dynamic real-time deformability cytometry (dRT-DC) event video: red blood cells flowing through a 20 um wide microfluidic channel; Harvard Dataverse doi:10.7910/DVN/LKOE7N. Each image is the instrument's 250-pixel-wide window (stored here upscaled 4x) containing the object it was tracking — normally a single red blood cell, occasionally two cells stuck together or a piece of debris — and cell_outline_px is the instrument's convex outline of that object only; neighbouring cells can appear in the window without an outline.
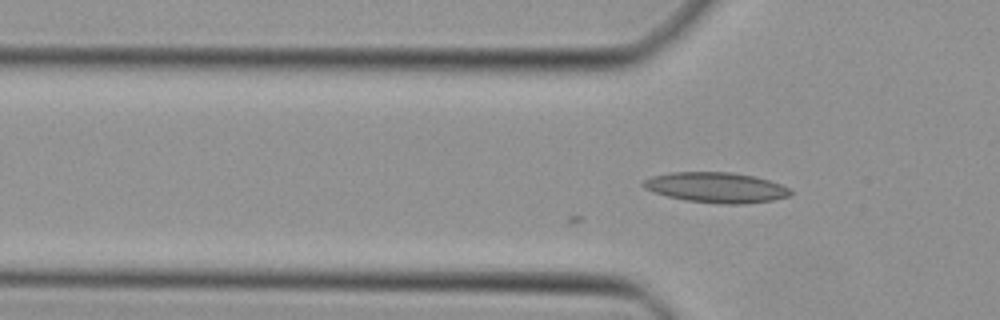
{"species": "Egyptian fruit bat (a non-hibernating species)", "species_latin": "Rousettus aegyptiacus", "temperature_condition": "cold", "stored_images_in_passage": 2, "camera_frame_rate_fps": 3000, "um_per_image_px": 0.085, "animal": {"sex": "female"}, "frame": {"image": 1, "passage_image": 2, "time_ms": 0.333, "image_size_px": [1000, 320], "cell_outline_px": [[792, 192], [788, 196], [772, 200], [744, 204], [720, 204], [684, 200], [668, 196], [644, 188], [640, 184], [644, 180], [652, 176], [668, 172], [732, 172], [756, 176], [780, 184], [788, 188]], "centroid_in_image_um": [60.86, 15.93], "position_along_channel_um": 64.9, "area_um2": 26.01}}